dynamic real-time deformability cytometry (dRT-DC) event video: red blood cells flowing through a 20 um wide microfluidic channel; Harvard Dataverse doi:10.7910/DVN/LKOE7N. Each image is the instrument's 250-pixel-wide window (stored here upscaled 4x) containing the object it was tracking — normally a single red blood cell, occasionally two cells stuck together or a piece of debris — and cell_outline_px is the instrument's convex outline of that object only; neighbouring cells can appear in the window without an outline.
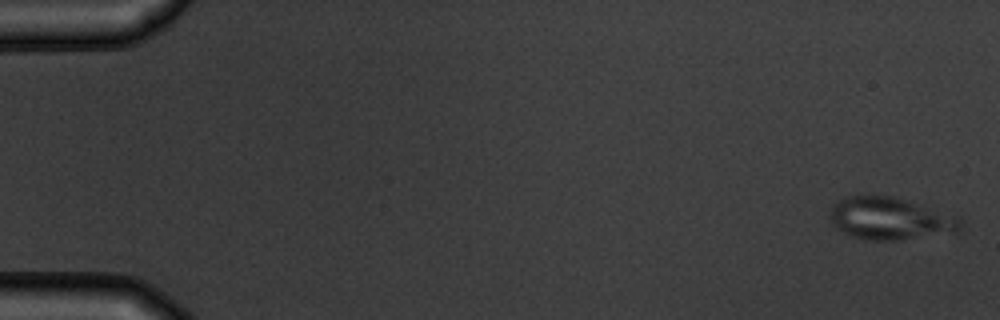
{"species": "common noctule bat (a hibernating species)", "species_latin": "Nyctalus noctula", "temperature_condition": "warm", "stored_images_in_passage": 5, "camera_frame_rate_fps": 3000, "um_per_image_px": 0.085, "animal": {"sex": "male", "body_mass_g": 19.5, "forearm_length_mm": 54.6}, "frame": {"image": 1, "passage_image": 1, "time_ms": 0.0, "image_size_px": [1000, 320], "cell_outline_px": [[960, 232], [900, 240], [864, 240], [852, 236], [836, 228], [832, 224], [832, 204], [836, 200], [848, 196], [892, 196], [960, 216]], "centroid_in_image_um": [75.69, 18.59], "position_along_channel_um": 9.3, "area_um2": 32.19}}